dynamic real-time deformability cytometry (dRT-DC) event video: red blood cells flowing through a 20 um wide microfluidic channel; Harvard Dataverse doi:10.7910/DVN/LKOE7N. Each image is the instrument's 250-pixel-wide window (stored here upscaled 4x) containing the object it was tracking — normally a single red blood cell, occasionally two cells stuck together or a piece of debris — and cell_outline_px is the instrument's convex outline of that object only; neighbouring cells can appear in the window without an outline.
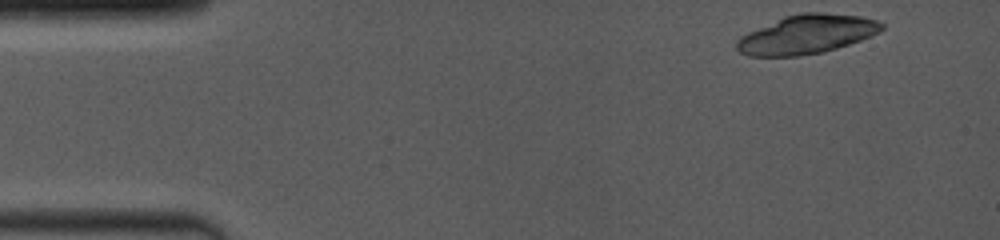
{"species": "common noctule bat (a hibernating species)", "species_latin": "Nyctalus noctula", "temperature_condition": "room temperature", "stored_images_in_passage": 6, "camera_frame_rate_fps": 4000, "um_per_image_px": 0.085, "animal": {"sex": "female", "body_mass_g": 19.0, "forearm_length_mm": 53.3}, "frame": {"image": 1, "passage_image": 1, "time_ms": 0.0, "image_size_px": [1000, 240], "cell_outline_px": [[884, 28], [880, 32], [860, 40], [824, 52], [800, 56], [748, 56], [740, 52], [736, 48], [736, 40], [740, 36], [748, 32], [784, 16], [804, 12], [820, 12], [860, 16], [876, 20], [884, 24]], "centroid_in_image_um": [68.56, 2.92], "position_along_channel_um": 16.4, "area_um2": 32.89}}